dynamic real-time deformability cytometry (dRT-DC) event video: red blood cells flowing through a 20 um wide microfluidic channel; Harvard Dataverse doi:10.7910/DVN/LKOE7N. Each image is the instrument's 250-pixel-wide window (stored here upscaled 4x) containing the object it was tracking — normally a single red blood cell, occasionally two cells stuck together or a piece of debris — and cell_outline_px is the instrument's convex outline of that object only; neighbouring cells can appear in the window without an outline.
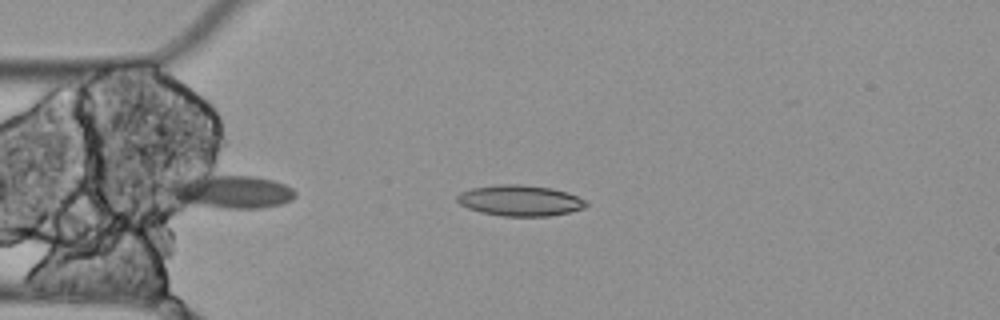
{"species": "Egyptian fruit bat (a non-hibernating species)", "species_latin": "Rousettus aegyptiacus", "temperature_condition": "cold", "stored_images_in_passage": 7, "camera_frame_rate_fps": 3000, "um_per_image_px": 0.085, "animal": {"sex": "female"}, "frame": {"image": 1, "passage_image": 4, "time_ms": 1.0, "image_size_px": [1000, 320], "cell_outline_px": [[588, 204], [584, 208], [568, 212], [548, 216], [500, 216], [480, 212], [468, 208], [460, 204], [456, 200], [456, 196], [460, 192], [472, 188], [496, 184], [520, 184], [552, 188], [568, 192], [588, 200]], "centroid_in_image_um": [44.21, 17.04], "position_along_channel_um": 40.8, "area_um2": 23.41}}
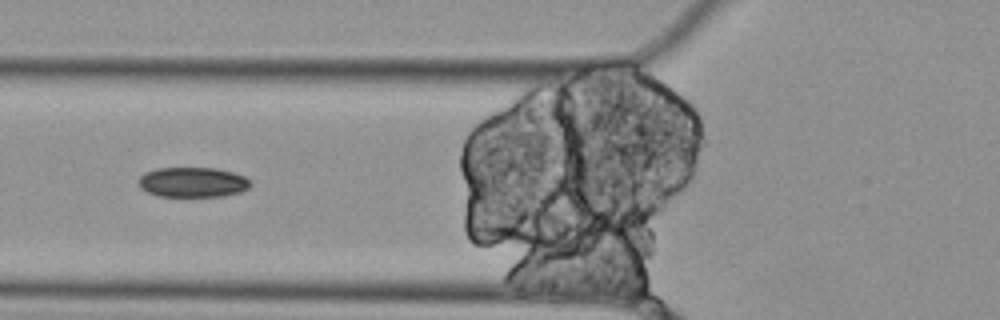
{"frame": {"image": 2, "passage_image": 6, "time_ms": 1.667, "image_size_px": [1000, 320], "cell_outline_px": [[252, 184], [248, 188], [240, 192], [224, 196], [156, 196], [140, 188], [136, 180], [144, 172], [156, 168], [216, 168], [232, 172], [244, 176]], "centroid_in_image_um": [16.33, 15.48], "position_along_channel_um": 109.5, "area_um2": 19.71}}
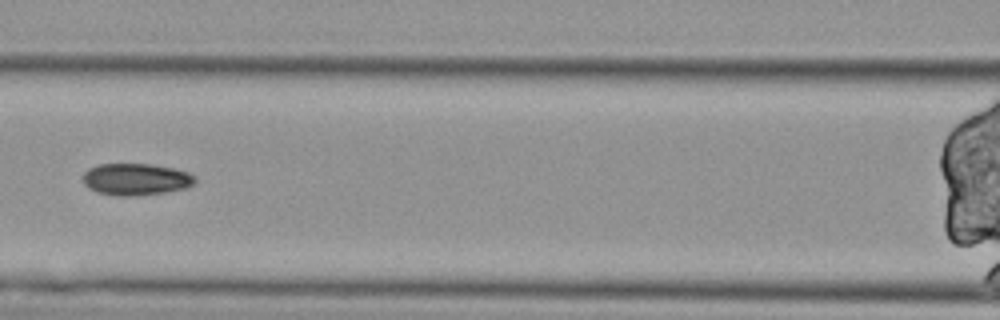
{"frame": {"image": 3, "passage_image": 7, "time_ms": 2.0, "image_size_px": [1000, 320], "cell_outline_px": [[196, 180], [188, 188], [164, 192], [136, 196], [120, 196], [96, 192], [88, 188], [84, 184], [84, 172], [88, 168], [96, 164], [152, 164], [172, 168], [188, 172], [196, 176]], "centroid_in_image_um": [11.55, 15.24], "position_along_channel_um": 155.1, "area_um2": 20.92}}